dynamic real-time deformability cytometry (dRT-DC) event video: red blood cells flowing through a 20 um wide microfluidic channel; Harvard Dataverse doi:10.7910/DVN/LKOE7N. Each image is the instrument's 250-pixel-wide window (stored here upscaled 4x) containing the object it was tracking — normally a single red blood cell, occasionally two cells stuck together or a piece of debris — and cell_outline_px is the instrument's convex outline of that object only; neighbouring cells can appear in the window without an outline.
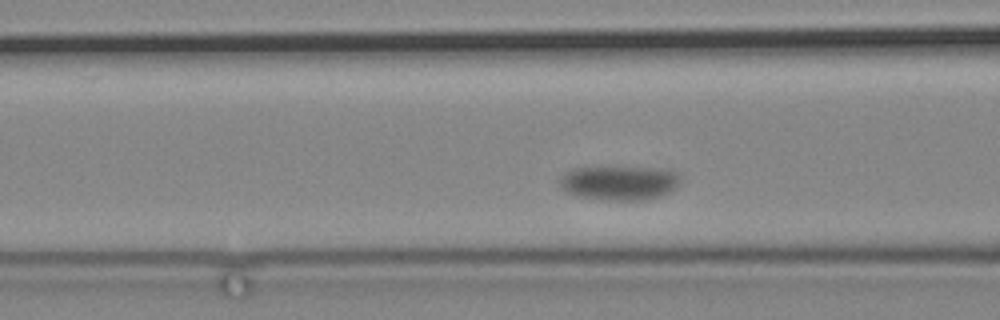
{"species": "common noctule bat (a hibernating species)", "species_latin": "Nyctalus noctula", "temperature_condition": "cold", "stored_images_in_passage": 53, "camera_frame_rate_fps": 3000, "um_per_image_px": 0.085, "animal": {"sex": "male", "body_mass_g": 19.2, "forearm_length_mm": 51.8}, "frame": {"image": 1, "passage_image": 6, "time_ms": 1.667, "image_size_px": [1000, 320], "cell_outline_px": [[680, 184], [668, 192], [660, 196], [644, 200], [600, 200], [576, 196], [560, 188], [556, 180], [564, 172], [576, 168], [668, 168], [676, 172], [680, 176]], "centroid_in_image_um": [52.61, 15.55], "position_along_channel_um": 114.0, "area_um2": 24.39}}
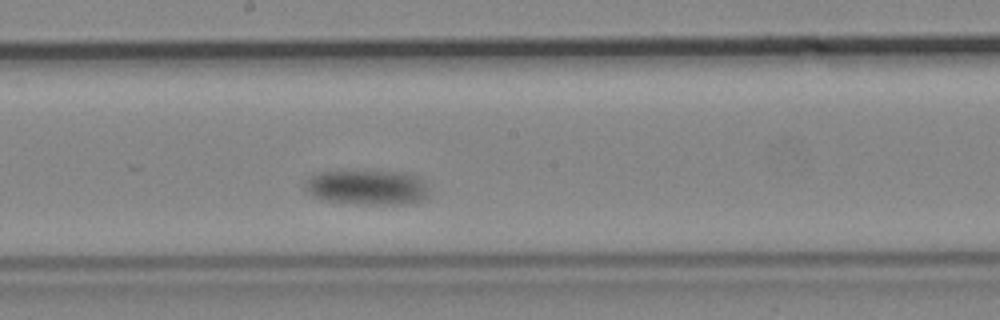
{"frame": {"image": 2, "passage_image": 18, "time_ms": 5.667, "image_size_px": [1000, 320], "cell_outline_px": [[428, 196], [420, 200], [404, 204], [356, 204], [328, 200], [312, 196], [304, 188], [304, 184], [308, 176], [320, 172], [400, 172], [420, 176], [428, 188]], "centroid_in_image_um": [31.21, 15.93], "position_along_channel_um": 217.0, "area_um2": 25.03}}
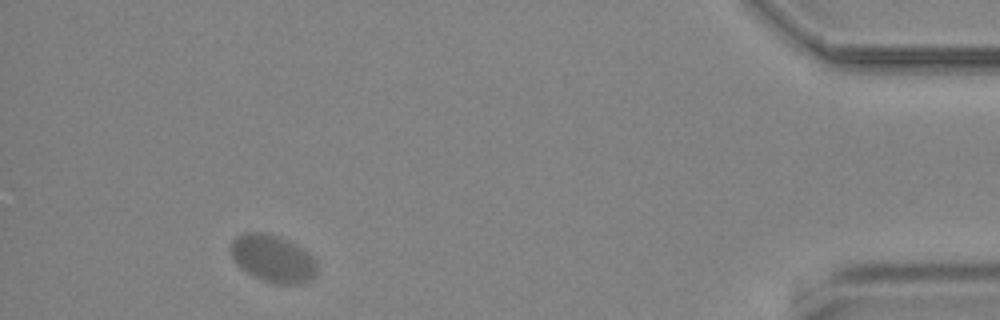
{"frame": {"image": 3, "passage_image": 47, "time_ms": 15.333, "image_size_px": [1000, 320], "cell_outline_px": [[316, 276], [300, 284], [276, 284], [252, 276], [236, 264], [228, 248], [232, 240], [236, 236], [244, 232], [260, 232], [280, 236], [296, 244], [308, 252], [312, 256], [316, 264]], "centroid_in_image_um": [23.16, 21.96], "position_along_channel_um": 412.0, "area_um2": 23.99}}